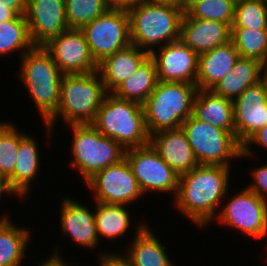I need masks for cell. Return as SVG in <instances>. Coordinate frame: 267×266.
<instances>
[{
    "instance_id": "obj_1",
    "label": "cell",
    "mask_w": 267,
    "mask_h": 266,
    "mask_svg": "<svg viewBox=\"0 0 267 266\" xmlns=\"http://www.w3.org/2000/svg\"><path fill=\"white\" fill-rule=\"evenodd\" d=\"M230 168L220 165H198L179 176L178 190L174 198L175 208L192 223L207 226L217 216L229 191Z\"/></svg>"
},
{
    "instance_id": "obj_2",
    "label": "cell",
    "mask_w": 267,
    "mask_h": 266,
    "mask_svg": "<svg viewBox=\"0 0 267 266\" xmlns=\"http://www.w3.org/2000/svg\"><path fill=\"white\" fill-rule=\"evenodd\" d=\"M107 94L98 71L86 74H63L58 111L45 124L48 139H51L49 136L60 116L66 126L92 124Z\"/></svg>"
},
{
    "instance_id": "obj_3",
    "label": "cell",
    "mask_w": 267,
    "mask_h": 266,
    "mask_svg": "<svg viewBox=\"0 0 267 266\" xmlns=\"http://www.w3.org/2000/svg\"><path fill=\"white\" fill-rule=\"evenodd\" d=\"M127 10L130 18L131 44L141 50L151 54L154 46L160 48L167 43L180 40L184 9L144 0Z\"/></svg>"
},
{
    "instance_id": "obj_4",
    "label": "cell",
    "mask_w": 267,
    "mask_h": 266,
    "mask_svg": "<svg viewBox=\"0 0 267 266\" xmlns=\"http://www.w3.org/2000/svg\"><path fill=\"white\" fill-rule=\"evenodd\" d=\"M20 59L19 80L46 124L58 111L63 73L43 46H33Z\"/></svg>"
},
{
    "instance_id": "obj_5",
    "label": "cell",
    "mask_w": 267,
    "mask_h": 266,
    "mask_svg": "<svg viewBox=\"0 0 267 266\" xmlns=\"http://www.w3.org/2000/svg\"><path fill=\"white\" fill-rule=\"evenodd\" d=\"M92 125L125 150L150 144L143 105L108 93Z\"/></svg>"
},
{
    "instance_id": "obj_6",
    "label": "cell",
    "mask_w": 267,
    "mask_h": 266,
    "mask_svg": "<svg viewBox=\"0 0 267 266\" xmlns=\"http://www.w3.org/2000/svg\"><path fill=\"white\" fill-rule=\"evenodd\" d=\"M197 90L196 84L157 81L143 104L148 134L181 127L192 115Z\"/></svg>"
},
{
    "instance_id": "obj_7",
    "label": "cell",
    "mask_w": 267,
    "mask_h": 266,
    "mask_svg": "<svg viewBox=\"0 0 267 266\" xmlns=\"http://www.w3.org/2000/svg\"><path fill=\"white\" fill-rule=\"evenodd\" d=\"M73 131L71 166L84 181L124 158L125 149L114 139L101 134L92 124L68 125Z\"/></svg>"
},
{
    "instance_id": "obj_8",
    "label": "cell",
    "mask_w": 267,
    "mask_h": 266,
    "mask_svg": "<svg viewBox=\"0 0 267 266\" xmlns=\"http://www.w3.org/2000/svg\"><path fill=\"white\" fill-rule=\"evenodd\" d=\"M200 165L231 167L230 160L241 158L242 146L235 137L219 127L189 116L181 125Z\"/></svg>"
},
{
    "instance_id": "obj_9",
    "label": "cell",
    "mask_w": 267,
    "mask_h": 266,
    "mask_svg": "<svg viewBox=\"0 0 267 266\" xmlns=\"http://www.w3.org/2000/svg\"><path fill=\"white\" fill-rule=\"evenodd\" d=\"M97 64L131 44L127 9L109 8L80 29Z\"/></svg>"
},
{
    "instance_id": "obj_10",
    "label": "cell",
    "mask_w": 267,
    "mask_h": 266,
    "mask_svg": "<svg viewBox=\"0 0 267 266\" xmlns=\"http://www.w3.org/2000/svg\"><path fill=\"white\" fill-rule=\"evenodd\" d=\"M126 158L142 194L172 193L175 198L179 175L167 165L151 144L125 150Z\"/></svg>"
},
{
    "instance_id": "obj_11",
    "label": "cell",
    "mask_w": 267,
    "mask_h": 266,
    "mask_svg": "<svg viewBox=\"0 0 267 266\" xmlns=\"http://www.w3.org/2000/svg\"><path fill=\"white\" fill-rule=\"evenodd\" d=\"M227 201L215 218L218 223L259 240L267 236V202L247 188Z\"/></svg>"
},
{
    "instance_id": "obj_12",
    "label": "cell",
    "mask_w": 267,
    "mask_h": 266,
    "mask_svg": "<svg viewBox=\"0 0 267 266\" xmlns=\"http://www.w3.org/2000/svg\"><path fill=\"white\" fill-rule=\"evenodd\" d=\"M85 183L93 191L95 202L128 206L144 197L125 157L97 172Z\"/></svg>"
},
{
    "instance_id": "obj_13",
    "label": "cell",
    "mask_w": 267,
    "mask_h": 266,
    "mask_svg": "<svg viewBox=\"0 0 267 266\" xmlns=\"http://www.w3.org/2000/svg\"><path fill=\"white\" fill-rule=\"evenodd\" d=\"M43 47L50 53L63 74H86L98 71V64L80 29H68L51 38Z\"/></svg>"
},
{
    "instance_id": "obj_14",
    "label": "cell",
    "mask_w": 267,
    "mask_h": 266,
    "mask_svg": "<svg viewBox=\"0 0 267 266\" xmlns=\"http://www.w3.org/2000/svg\"><path fill=\"white\" fill-rule=\"evenodd\" d=\"M234 133L241 146L267 125V90L263 83L247 88L233 101Z\"/></svg>"
},
{
    "instance_id": "obj_15",
    "label": "cell",
    "mask_w": 267,
    "mask_h": 266,
    "mask_svg": "<svg viewBox=\"0 0 267 266\" xmlns=\"http://www.w3.org/2000/svg\"><path fill=\"white\" fill-rule=\"evenodd\" d=\"M157 50L150 56L156 64L158 81L196 84L199 55L195 51L182 40L167 43Z\"/></svg>"
},
{
    "instance_id": "obj_16",
    "label": "cell",
    "mask_w": 267,
    "mask_h": 266,
    "mask_svg": "<svg viewBox=\"0 0 267 266\" xmlns=\"http://www.w3.org/2000/svg\"><path fill=\"white\" fill-rule=\"evenodd\" d=\"M25 17L34 46H43L69 29L65 0H27Z\"/></svg>"
},
{
    "instance_id": "obj_17",
    "label": "cell",
    "mask_w": 267,
    "mask_h": 266,
    "mask_svg": "<svg viewBox=\"0 0 267 266\" xmlns=\"http://www.w3.org/2000/svg\"><path fill=\"white\" fill-rule=\"evenodd\" d=\"M61 224L63 236L66 235L79 247L94 249L99 247L96 231L95 213L75 199L64 197L61 203Z\"/></svg>"
},
{
    "instance_id": "obj_18",
    "label": "cell",
    "mask_w": 267,
    "mask_h": 266,
    "mask_svg": "<svg viewBox=\"0 0 267 266\" xmlns=\"http://www.w3.org/2000/svg\"><path fill=\"white\" fill-rule=\"evenodd\" d=\"M150 144L179 176L199 165L181 127L152 134Z\"/></svg>"
},
{
    "instance_id": "obj_19",
    "label": "cell",
    "mask_w": 267,
    "mask_h": 266,
    "mask_svg": "<svg viewBox=\"0 0 267 266\" xmlns=\"http://www.w3.org/2000/svg\"><path fill=\"white\" fill-rule=\"evenodd\" d=\"M180 40L199 55L231 41V27L219 21L192 18L184 12Z\"/></svg>"
},
{
    "instance_id": "obj_20",
    "label": "cell",
    "mask_w": 267,
    "mask_h": 266,
    "mask_svg": "<svg viewBox=\"0 0 267 266\" xmlns=\"http://www.w3.org/2000/svg\"><path fill=\"white\" fill-rule=\"evenodd\" d=\"M240 57L232 41L199 54L196 85L212 89L235 66Z\"/></svg>"
},
{
    "instance_id": "obj_21",
    "label": "cell",
    "mask_w": 267,
    "mask_h": 266,
    "mask_svg": "<svg viewBox=\"0 0 267 266\" xmlns=\"http://www.w3.org/2000/svg\"><path fill=\"white\" fill-rule=\"evenodd\" d=\"M150 54L136 45L126 48L106 57L98 64V72L108 93H112L131 74L137 71L141 63Z\"/></svg>"
},
{
    "instance_id": "obj_22",
    "label": "cell",
    "mask_w": 267,
    "mask_h": 266,
    "mask_svg": "<svg viewBox=\"0 0 267 266\" xmlns=\"http://www.w3.org/2000/svg\"><path fill=\"white\" fill-rule=\"evenodd\" d=\"M138 223L133 241L122 253L131 266H174L151 227L145 222Z\"/></svg>"
},
{
    "instance_id": "obj_23",
    "label": "cell",
    "mask_w": 267,
    "mask_h": 266,
    "mask_svg": "<svg viewBox=\"0 0 267 266\" xmlns=\"http://www.w3.org/2000/svg\"><path fill=\"white\" fill-rule=\"evenodd\" d=\"M192 115L203 122L234 133L233 101L226 99L211 89H198Z\"/></svg>"
},
{
    "instance_id": "obj_24",
    "label": "cell",
    "mask_w": 267,
    "mask_h": 266,
    "mask_svg": "<svg viewBox=\"0 0 267 266\" xmlns=\"http://www.w3.org/2000/svg\"><path fill=\"white\" fill-rule=\"evenodd\" d=\"M38 143L31 135H26L19 143L17 162L13 174L8 178L10 187L23 200L28 199L32 180L39 172L40 157Z\"/></svg>"
},
{
    "instance_id": "obj_25",
    "label": "cell",
    "mask_w": 267,
    "mask_h": 266,
    "mask_svg": "<svg viewBox=\"0 0 267 266\" xmlns=\"http://www.w3.org/2000/svg\"><path fill=\"white\" fill-rule=\"evenodd\" d=\"M260 77V61L239 57L233 69L211 90L226 99L234 101L247 88L258 83Z\"/></svg>"
},
{
    "instance_id": "obj_26",
    "label": "cell",
    "mask_w": 267,
    "mask_h": 266,
    "mask_svg": "<svg viewBox=\"0 0 267 266\" xmlns=\"http://www.w3.org/2000/svg\"><path fill=\"white\" fill-rule=\"evenodd\" d=\"M157 70L154 59L149 55L112 93L123 100H130L143 105L155 89Z\"/></svg>"
},
{
    "instance_id": "obj_27",
    "label": "cell",
    "mask_w": 267,
    "mask_h": 266,
    "mask_svg": "<svg viewBox=\"0 0 267 266\" xmlns=\"http://www.w3.org/2000/svg\"><path fill=\"white\" fill-rule=\"evenodd\" d=\"M0 218V266H21L26 255L31 231L17 227L10 221L9 215Z\"/></svg>"
},
{
    "instance_id": "obj_28",
    "label": "cell",
    "mask_w": 267,
    "mask_h": 266,
    "mask_svg": "<svg viewBox=\"0 0 267 266\" xmlns=\"http://www.w3.org/2000/svg\"><path fill=\"white\" fill-rule=\"evenodd\" d=\"M96 210V231L99 238L117 239L119 236L126 235L130 229L131 216L127 206L123 204H110L95 202Z\"/></svg>"
},
{
    "instance_id": "obj_29",
    "label": "cell",
    "mask_w": 267,
    "mask_h": 266,
    "mask_svg": "<svg viewBox=\"0 0 267 266\" xmlns=\"http://www.w3.org/2000/svg\"><path fill=\"white\" fill-rule=\"evenodd\" d=\"M33 46L25 15L0 23V56L18 51L22 57Z\"/></svg>"
},
{
    "instance_id": "obj_30",
    "label": "cell",
    "mask_w": 267,
    "mask_h": 266,
    "mask_svg": "<svg viewBox=\"0 0 267 266\" xmlns=\"http://www.w3.org/2000/svg\"><path fill=\"white\" fill-rule=\"evenodd\" d=\"M231 41L240 57L267 60V29L231 28Z\"/></svg>"
},
{
    "instance_id": "obj_31",
    "label": "cell",
    "mask_w": 267,
    "mask_h": 266,
    "mask_svg": "<svg viewBox=\"0 0 267 266\" xmlns=\"http://www.w3.org/2000/svg\"><path fill=\"white\" fill-rule=\"evenodd\" d=\"M236 0H195L184 12L192 18L214 20L228 24L234 21Z\"/></svg>"
},
{
    "instance_id": "obj_32",
    "label": "cell",
    "mask_w": 267,
    "mask_h": 266,
    "mask_svg": "<svg viewBox=\"0 0 267 266\" xmlns=\"http://www.w3.org/2000/svg\"><path fill=\"white\" fill-rule=\"evenodd\" d=\"M15 124L0 121V172L8 179L14 172L20 141L27 135Z\"/></svg>"
},
{
    "instance_id": "obj_33",
    "label": "cell",
    "mask_w": 267,
    "mask_h": 266,
    "mask_svg": "<svg viewBox=\"0 0 267 266\" xmlns=\"http://www.w3.org/2000/svg\"><path fill=\"white\" fill-rule=\"evenodd\" d=\"M231 28L267 29V0H236Z\"/></svg>"
},
{
    "instance_id": "obj_34",
    "label": "cell",
    "mask_w": 267,
    "mask_h": 266,
    "mask_svg": "<svg viewBox=\"0 0 267 266\" xmlns=\"http://www.w3.org/2000/svg\"><path fill=\"white\" fill-rule=\"evenodd\" d=\"M65 7L69 29H81L110 8L104 0H65Z\"/></svg>"
},
{
    "instance_id": "obj_35",
    "label": "cell",
    "mask_w": 267,
    "mask_h": 266,
    "mask_svg": "<svg viewBox=\"0 0 267 266\" xmlns=\"http://www.w3.org/2000/svg\"><path fill=\"white\" fill-rule=\"evenodd\" d=\"M250 175L253 177V184L251 182L246 188L267 202V163L257 166V168L255 167L250 172Z\"/></svg>"
},
{
    "instance_id": "obj_36",
    "label": "cell",
    "mask_w": 267,
    "mask_h": 266,
    "mask_svg": "<svg viewBox=\"0 0 267 266\" xmlns=\"http://www.w3.org/2000/svg\"><path fill=\"white\" fill-rule=\"evenodd\" d=\"M252 143H256V145H261L260 147H264L267 149V125L264 126L261 130H259L256 134H254L244 146H242V152L240 154V157H250L254 155V152L252 153Z\"/></svg>"
},
{
    "instance_id": "obj_37",
    "label": "cell",
    "mask_w": 267,
    "mask_h": 266,
    "mask_svg": "<svg viewBox=\"0 0 267 266\" xmlns=\"http://www.w3.org/2000/svg\"><path fill=\"white\" fill-rule=\"evenodd\" d=\"M99 266H131L130 262L120 253H99Z\"/></svg>"
},
{
    "instance_id": "obj_38",
    "label": "cell",
    "mask_w": 267,
    "mask_h": 266,
    "mask_svg": "<svg viewBox=\"0 0 267 266\" xmlns=\"http://www.w3.org/2000/svg\"><path fill=\"white\" fill-rule=\"evenodd\" d=\"M0 7L14 10L18 15H25L27 0H0Z\"/></svg>"
},
{
    "instance_id": "obj_39",
    "label": "cell",
    "mask_w": 267,
    "mask_h": 266,
    "mask_svg": "<svg viewBox=\"0 0 267 266\" xmlns=\"http://www.w3.org/2000/svg\"><path fill=\"white\" fill-rule=\"evenodd\" d=\"M49 256L48 260H43L41 265L39 264L38 266H69L68 263L64 262L61 258L62 255L58 248Z\"/></svg>"
},
{
    "instance_id": "obj_40",
    "label": "cell",
    "mask_w": 267,
    "mask_h": 266,
    "mask_svg": "<svg viewBox=\"0 0 267 266\" xmlns=\"http://www.w3.org/2000/svg\"><path fill=\"white\" fill-rule=\"evenodd\" d=\"M143 1L144 0H104V2L110 8H123V9H128L129 7L134 6Z\"/></svg>"
},
{
    "instance_id": "obj_41",
    "label": "cell",
    "mask_w": 267,
    "mask_h": 266,
    "mask_svg": "<svg viewBox=\"0 0 267 266\" xmlns=\"http://www.w3.org/2000/svg\"><path fill=\"white\" fill-rule=\"evenodd\" d=\"M4 194L8 195V197L11 194H14L19 198L16 192L10 187L8 179L0 172V199L3 197L2 195Z\"/></svg>"
},
{
    "instance_id": "obj_42",
    "label": "cell",
    "mask_w": 267,
    "mask_h": 266,
    "mask_svg": "<svg viewBox=\"0 0 267 266\" xmlns=\"http://www.w3.org/2000/svg\"><path fill=\"white\" fill-rule=\"evenodd\" d=\"M18 14L7 7H0V23L14 19Z\"/></svg>"
},
{
    "instance_id": "obj_43",
    "label": "cell",
    "mask_w": 267,
    "mask_h": 266,
    "mask_svg": "<svg viewBox=\"0 0 267 266\" xmlns=\"http://www.w3.org/2000/svg\"><path fill=\"white\" fill-rule=\"evenodd\" d=\"M154 3L170 4L183 9V0H147Z\"/></svg>"
},
{
    "instance_id": "obj_44",
    "label": "cell",
    "mask_w": 267,
    "mask_h": 266,
    "mask_svg": "<svg viewBox=\"0 0 267 266\" xmlns=\"http://www.w3.org/2000/svg\"><path fill=\"white\" fill-rule=\"evenodd\" d=\"M260 81L263 83L267 90V60L261 63V77Z\"/></svg>"
},
{
    "instance_id": "obj_45",
    "label": "cell",
    "mask_w": 267,
    "mask_h": 266,
    "mask_svg": "<svg viewBox=\"0 0 267 266\" xmlns=\"http://www.w3.org/2000/svg\"><path fill=\"white\" fill-rule=\"evenodd\" d=\"M195 0H183V9L185 10V8L192 3Z\"/></svg>"
}]
</instances>
